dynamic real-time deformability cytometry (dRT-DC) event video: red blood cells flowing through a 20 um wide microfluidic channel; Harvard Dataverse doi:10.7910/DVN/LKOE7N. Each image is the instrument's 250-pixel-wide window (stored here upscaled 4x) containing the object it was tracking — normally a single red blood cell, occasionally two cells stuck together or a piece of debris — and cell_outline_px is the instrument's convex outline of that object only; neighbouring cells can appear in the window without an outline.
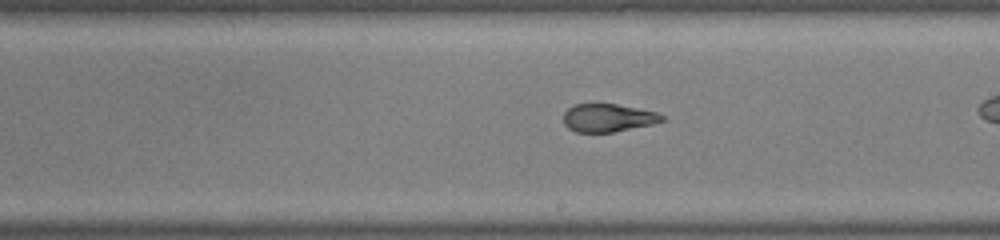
{"species": "common noctule bat (a hibernating species)", "species_latin": "Nyctalus noctula", "temperature_condition": "warm", "stored_images_in_passage": 38, "camera_frame_rate_fps": 3000, "um_per_image_px": 0.085, "animal": {"sex": "male", "body_mass_g": 19.0, "forearm_length_mm": 50.8}, "frame": {"image": 1, "passage_image": 27, "time_ms": 8.667, "image_size_px": [1000, 240], "cell_outline_px": [[664, 120], [652, 124], [612, 132], [576, 132], [568, 128], [564, 124], [564, 112], [568, 108], [576, 104], [616, 104], [656, 112], [664, 116]], "centroid_in_image_um": [51.65, 10.02], "position_along_channel_um": 237.3, "area_um2": 15.9}}
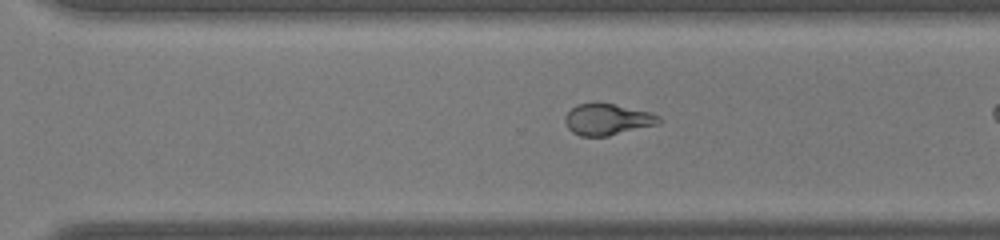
{"frame": {"image": 2, "passage_image": 33, "time_ms": 10.667, "image_size_px": [1000, 240], "cell_outline_px": [[664, 120], [660, 124], [608, 136], [580, 136], [572, 132], [568, 128], [564, 120], [564, 116], [576, 104], [612, 104], [652, 112], [660, 116]], "centroid_in_image_um": [51.68, 10.17], "position_along_channel_um": 318.9, "area_um2": 17.17}}
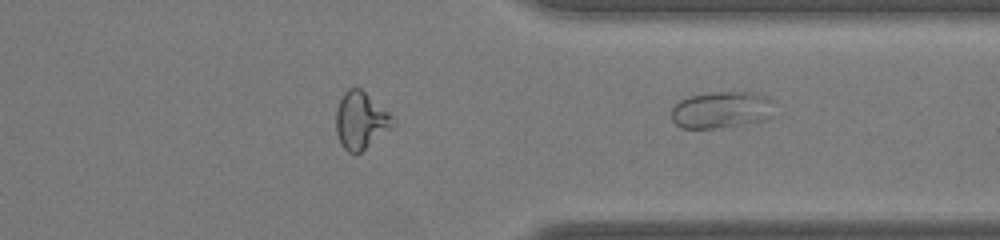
{"frame": {"image": 3, "passage_image": 38, "time_ms": 12.333, "image_size_px": [1000, 240], "cell_outline_px": [[776, 100], [772, 116], [768, 120], [748, 124], [716, 128], [680, 128], [672, 120], [672, 108], [680, 100], [688, 96], [712, 92], [752, 92], [768, 96]], "centroid_in_image_um": [61.4, 9.33], "position_along_channel_um": 350.0, "area_um2": 22.66}}